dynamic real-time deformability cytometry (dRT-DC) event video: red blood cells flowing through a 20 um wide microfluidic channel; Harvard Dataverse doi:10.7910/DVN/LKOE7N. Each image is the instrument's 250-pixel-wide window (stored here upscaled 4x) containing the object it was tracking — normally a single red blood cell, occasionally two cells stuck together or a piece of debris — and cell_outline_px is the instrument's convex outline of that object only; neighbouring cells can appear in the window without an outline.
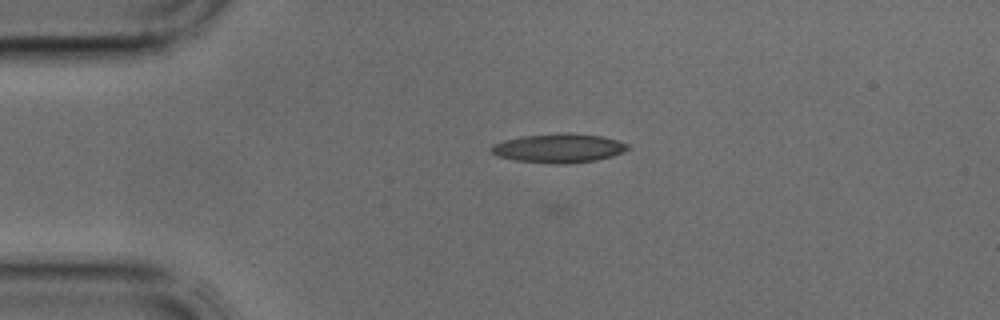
{"species": "common noctule bat (a hibernating species)", "species_latin": "Nyctalus noctula", "temperature_condition": "cold", "stored_images_in_passage": 3, "camera_frame_rate_fps": 3000, "um_per_image_px": 0.085, "animal": {"sex": "male", "body_mass_g": 17.9, "forearm_length_mm": 54.2}, "frame": {"image": 1, "passage_image": 2, "time_ms": 0.333, "image_size_px": [1000, 320], "cell_outline_px": [[632, 148], [624, 152], [612, 156], [596, 160], [564, 164], [556, 164], [516, 160], [500, 156], [492, 152], [488, 148], [492, 144], [504, 140], [520, 136], [556, 132], [568, 132], [600, 136], [616, 140], [628, 144]], "centroid_in_image_um": [47.5, 12.58], "position_along_channel_um": 37.5, "area_um2": 23.29}}
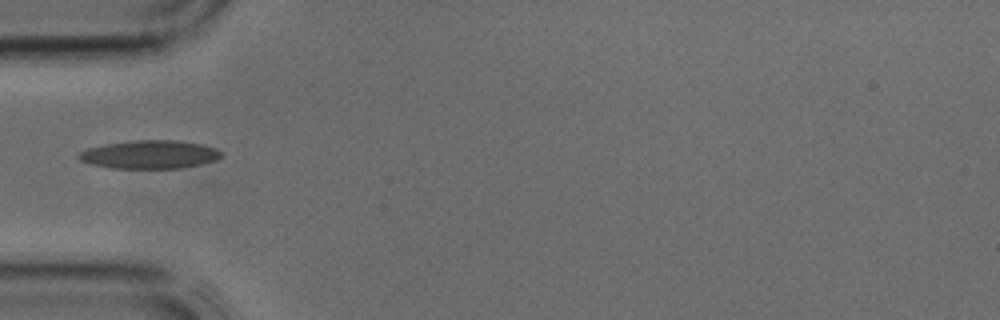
{"frame": {"image": 2, "passage_image": 3, "time_ms": 0.667, "image_size_px": [1000, 320], "cell_outline_px": [[220, 156], [216, 160], [200, 164], [180, 168], [112, 168], [92, 164], [80, 160], [76, 156], [80, 152], [88, 148], [104, 144], [132, 140], [176, 140], [200, 144], [216, 148], [220, 152]], "centroid_in_image_um": [12.69, 13.12], "position_along_channel_um": 72.3, "area_um2": 23.35}}